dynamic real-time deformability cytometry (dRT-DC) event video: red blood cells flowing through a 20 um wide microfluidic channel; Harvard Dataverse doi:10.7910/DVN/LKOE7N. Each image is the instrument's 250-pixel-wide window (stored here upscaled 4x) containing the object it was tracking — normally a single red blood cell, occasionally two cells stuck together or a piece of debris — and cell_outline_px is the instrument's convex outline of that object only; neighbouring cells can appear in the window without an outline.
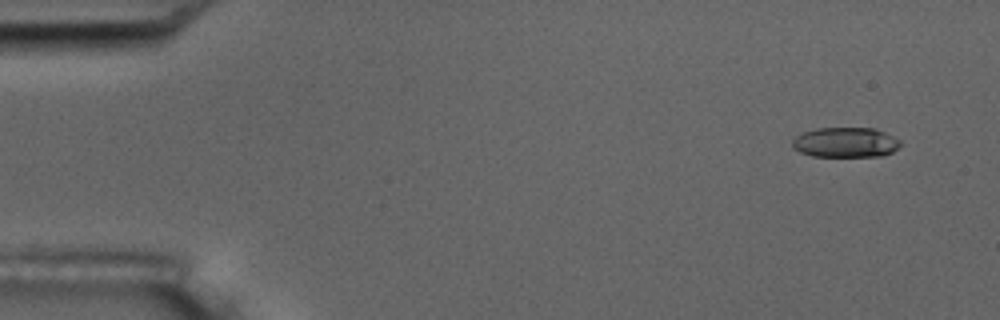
{"species": "common noctule bat (a hibernating species)", "species_latin": "Nyctalus noctula", "temperature_condition": "room temperature", "stored_images_in_passage": 8, "camera_frame_rate_fps": 3000, "um_per_image_px": 0.085, "animal": {"sex": "male", "body_mass_g": 17.5, "forearm_length_mm": 52.3}, "frame": {"image": 1, "passage_image": 1, "time_ms": 0.0, "image_size_px": [1000, 320], "cell_outline_px": [[900, 144], [892, 152], [880, 156], [812, 156], [800, 152], [792, 148], [792, 140], [800, 132], [816, 128], [876, 128], [900, 140]], "centroid_in_image_um": [71.82, 12.09], "position_along_channel_um": 13.2, "area_um2": 18.96}}
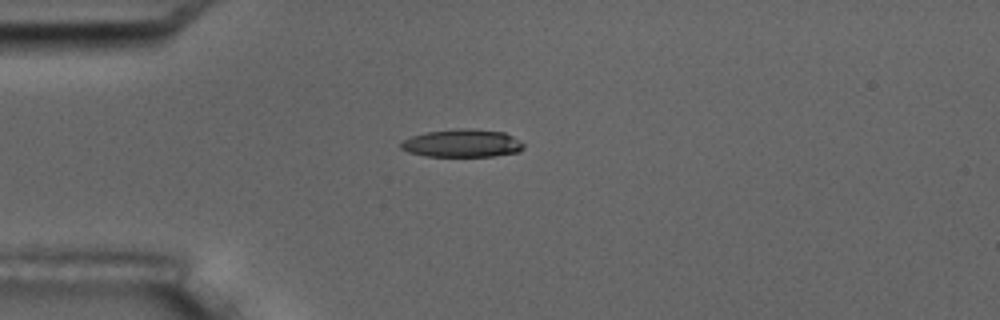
{"frame": {"image": 2, "passage_image": 4, "time_ms": 3.667, "image_size_px": [1000, 320], "cell_outline_px": [[524, 148], [520, 152], [492, 156], [424, 156], [408, 152], [400, 148], [400, 144], [404, 140], [412, 136], [428, 132], [460, 128], [468, 128], [504, 132], [520, 140], [524, 144]], "centroid_in_image_um": [39.31, 12.18], "position_along_channel_um": 45.7, "area_um2": 19.94}}
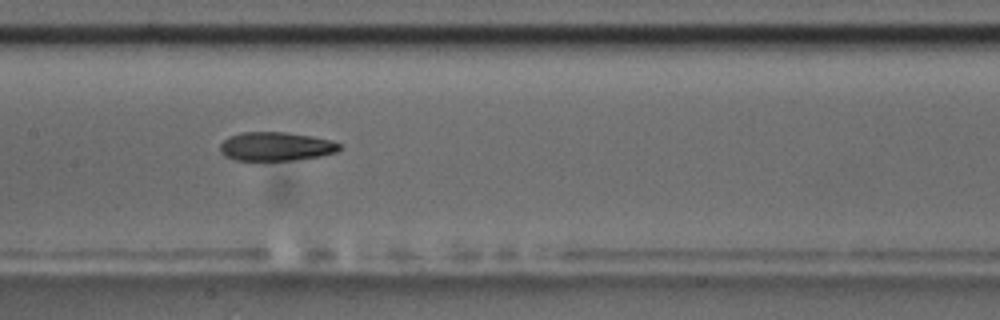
{"frame": {"image": 3, "passage_image": 8, "time_ms": 8.0, "image_size_px": [1000, 320], "cell_outline_px": [[344, 148], [336, 152], [320, 156], [296, 160], [236, 160], [224, 156], [220, 152], [220, 144], [228, 136], [240, 132], [284, 132], [332, 140], [340, 144]], "centroid_in_image_um": [23.45, 12.45], "position_along_channel_um": 184.0, "area_um2": 20.11}}